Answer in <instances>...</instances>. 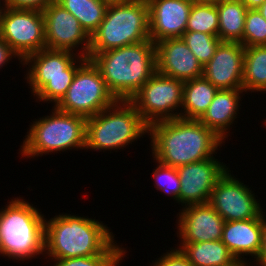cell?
Instances as JSON below:
<instances>
[{"label": "cell", "mask_w": 266, "mask_h": 266, "mask_svg": "<svg viewBox=\"0 0 266 266\" xmlns=\"http://www.w3.org/2000/svg\"><path fill=\"white\" fill-rule=\"evenodd\" d=\"M145 134H149V126L136 107L130 101L117 100L109 108L87 118L85 150L118 151Z\"/></svg>", "instance_id": "7"}, {"label": "cell", "mask_w": 266, "mask_h": 266, "mask_svg": "<svg viewBox=\"0 0 266 266\" xmlns=\"http://www.w3.org/2000/svg\"><path fill=\"white\" fill-rule=\"evenodd\" d=\"M266 45V19L258 9H248L245 18L243 46Z\"/></svg>", "instance_id": "28"}, {"label": "cell", "mask_w": 266, "mask_h": 266, "mask_svg": "<svg viewBox=\"0 0 266 266\" xmlns=\"http://www.w3.org/2000/svg\"><path fill=\"white\" fill-rule=\"evenodd\" d=\"M218 89L204 76L184 81L180 118L199 120Z\"/></svg>", "instance_id": "21"}, {"label": "cell", "mask_w": 266, "mask_h": 266, "mask_svg": "<svg viewBox=\"0 0 266 266\" xmlns=\"http://www.w3.org/2000/svg\"><path fill=\"white\" fill-rule=\"evenodd\" d=\"M177 213L179 243L221 240L225 220L209 204L189 205Z\"/></svg>", "instance_id": "15"}, {"label": "cell", "mask_w": 266, "mask_h": 266, "mask_svg": "<svg viewBox=\"0 0 266 266\" xmlns=\"http://www.w3.org/2000/svg\"><path fill=\"white\" fill-rule=\"evenodd\" d=\"M108 228L94 218L72 213L56 214L49 220L45 219L44 257L46 260H58L100 254H126V249L116 243L115 235Z\"/></svg>", "instance_id": "1"}, {"label": "cell", "mask_w": 266, "mask_h": 266, "mask_svg": "<svg viewBox=\"0 0 266 266\" xmlns=\"http://www.w3.org/2000/svg\"><path fill=\"white\" fill-rule=\"evenodd\" d=\"M91 60L116 100L130 101L156 73V48L151 40L99 52Z\"/></svg>", "instance_id": "3"}, {"label": "cell", "mask_w": 266, "mask_h": 266, "mask_svg": "<svg viewBox=\"0 0 266 266\" xmlns=\"http://www.w3.org/2000/svg\"><path fill=\"white\" fill-rule=\"evenodd\" d=\"M108 5L110 4H120V3H129L135 0H103Z\"/></svg>", "instance_id": "37"}, {"label": "cell", "mask_w": 266, "mask_h": 266, "mask_svg": "<svg viewBox=\"0 0 266 266\" xmlns=\"http://www.w3.org/2000/svg\"><path fill=\"white\" fill-rule=\"evenodd\" d=\"M261 15L266 19V0L262 3V5L257 8Z\"/></svg>", "instance_id": "39"}, {"label": "cell", "mask_w": 266, "mask_h": 266, "mask_svg": "<svg viewBox=\"0 0 266 266\" xmlns=\"http://www.w3.org/2000/svg\"><path fill=\"white\" fill-rule=\"evenodd\" d=\"M117 100L109 92L98 67L87 59L76 71L58 110L89 118L112 106Z\"/></svg>", "instance_id": "9"}, {"label": "cell", "mask_w": 266, "mask_h": 266, "mask_svg": "<svg viewBox=\"0 0 266 266\" xmlns=\"http://www.w3.org/2000/svg\"><path fill=\"white\" fill-rule=\"evenodd\" d=\"M0 37L22 61L46 48L42 11L5 7L0 24Z\"/></svg>", "instance_id": "11"}, {"label": "cell", "mask_w": 266, "mask_h": 266, "mask_svg": "<svg viewBox=\"0 0 266 266\" xmlns=\"http://www.w3.org/2000/svg\"><path fill=\"white\" fill-rule=\"evenodd\" d=\"M266 214L262 215V247L261 251L255 260L256 264L259 266H266Z\"/></svg>", "instance_id": "34"}, {"label": "cell", "mask_w": 266, "mask_h": 266, "mask_svg": "<svg viewBox=\"0 0 266 266\" xmlns=\"http://www.w3.org/2000/svg\"><path fill=\"white\" fill-rule=\"evenodd\" d=\"M12 58H18L19 63H22L20 57H18L12 48L0 37V68L2 69L5 65L7 66V63H9Z\"/></svg>", "instance_id": "33"}, {"label": "cell", "mask_w": 266, "mask_h": 266, "mask_svg": "<svg viewBox=\"0 0 266 266\" xmlns=\"http://www.w3.org/2000/svg\"><path fill=\"white\" fill-rule=\"evenodd\" d=\"M125 256V254H100L51 261L54 262L53 266H119Z\"/></svg>", "instance_id": "30"}, {"label": "cell", "mask_w": 266, "mask_h": 266, "mask_svg": "<svg viewBox=\"0 0 266 266\" xmlns=\"http://www.w3.org/2000/svg\"><path fill=\"white\" fill-rule=\"evenodd\" d=\"M243 92L245 93L243 89H218L213 101L199 119L224 142L230 136L229 130L236 122V116L240 114L241 96L245 95Z\"/></svg>", "instance_id": "20"}, {"label": "cell", "mask_w": 266, "mask_h": 266, "mask_svg": "<svg viewBox=\"0 0 266 266\" xmlns=\"http://www.w3.org/2000/svg\"><path fill=\"white\" fill-rule=\"evenodd\" d=\"M219 14L218 37L221 42L243 45L247 7L240 0H224L216 4Z\"/></svg>", "instance_id": "22"}, {"label": "cell", "mask_w": 266, "mask_h": 266, "mask_svg": "<svg viewBox=\"0 0 266 266\" xmlns=\"http://www.w3.org/2000/svg\"><path fill=\"white\" fill-rule=\"evenodd\" d=\"M253 192L248 185L232 175L229 168L214 186L209 204L225 221L259 218L265 213V208H262Z\"/></svg>", "instance_id": "12"}, {"label": "cell", "mask_w": 266, "mask_h": 266, "mask_svg": "<svg viewBox=\"0 0 266 266\" xmlns=\"http://www.w3.org/2000/svg\"><path fill=\"white\" fill-rule=\"evenodd\" d=\"M149 35L153 43L180 38L186 32L192 0H147Z\"/></svg>", "instance_id": "16"}, {"label": "cell", "mask_w": 266, "mask_h": 266, "mask_svg": "<svg viewBox=\"0 0 266 266\" xmlns=\"http://www.w3.org/2000/svg\"><path fill=\"white\" fill-rule=\"evenodd\" d=\"M87 59L69 50L49 48L26 57L22 61L24 68L28 65L25 80L36 101L56 106L72 84L77 69Z\"/></svg>", "instance_id": "5"}, {"label": "cell", "mask_w": 266, "mask_h": 266, "mask_svg": "<svg viewBox=\"0 0 266 266\" xmlns=\"http://www.w3.org/2000/svg\"><path fill=\"white\" fill-rule=\"evenodd\" d=\"M42 14L44 17L46 48L69 50L75 53L81 49L78 54L88 58L90 35L73 14L56 1L49 3Z\"/></svg>", "instance_id": "13"}, {"label": "cell", "mask_w": 266, "mask_h": 266, "mask_svg": "<svg viewBox=\"0 0 266 266\" xmlns=\"http://www.w3.org/2000/svg\"><path fill=\"white\" fill-rule=\"evenodd\" d=\"M150 40L147 0L110 4L105 17L90 36L88 59L96 53Z\"/></svg>", "instance_id": "8"}, {"label": "cell", "mask_w": 266, "mask_h": 266, "mask_svg": "<svg viewBox=\"0 0 266 266\" xmlns=\"http://www.w3.org/2000/svg\"><path fill=\"white\" fill-rule=\"evenodd\" d=\"M242 81L246 94L266 93V45L245 47Z\"/></svg>", "instance_id": "24"}, {"label": "cell", "mask_w": 266, "mask_h": 266, "mask_svg": "<svg viewBox=\"0 0 266 266\" xmlns=\"http://www.w3.org/2000/svg\"><path fill=\"white\" fill-rule=\"evenodd\" d=\"M33 205L23 197H16L0 209L1 256L13 261L44 256L46 216Z\"/></svg>", "instance_id": "4"}, {"label": "cell", "mask_w": 266, "mask_h": 266, "mask_svg": "<svg viewBox=\"0 0 266 266\" xmlns=\"http://www.w3.org/2000/svg\"><path fill=\"white\" fill-rule=\"evenodd\" d=\"M73 14L91 36L103 21L108 4L103 0H55Z\"/></svg>", "instance_id": "25"}, {"label": "cell", "mask_w": 266, "mask_h": 266, "mask_svg": "<svg viewBox=\"0 0 266 266\" xmlns=\"http://www.w3.org/2000/svg\"><path fill=\"white\" fill-rule=\"evenodd\" d=\"M195 3L218 4L224 0H192Z\"/></svg>", "instance_id": "38"}, {"label": "cell", "mask_w": 266, "mask_h": 266, "mask_svg": "<svg viewBox=\"0 0 266 266\" xmlns=\"http://www.w3.org/2000/svg\"><path fill=\"white\" fill-rule=\"evenodd\" d=\"M51 107L50 116L31 123L19 149L22 157L34 159L58 151L85 149L87 118Z\"/></svg>", "instance_id": "6"}, {"label": "cell", "mask_w": 266, "mask_h": 266, "mask_svg": "<svg viewBox=\"0 0 266 266\" xmlns=\"http://www.w3.org/2000/svg\"><path fill=\"white\" fill-rule=\"evenodd\" d=\"M156 260L151 266H193L181 249L176 247L170 248Z\"/></svg>", "instance_id": "31"}, {"label": "cell", "mask_w": 266, "mask_h": 266, "mask_svg": "<svg viewBox=\"0 0 266 266\" xmlns=\"http://www.w3.org/2000/svg\"><path fill=\"white\" fill-rule=\"evenodd\" d=\"M156 72L181 81L203 76V66L180 38H169L157 42Z\"/></svg>", "instance_id": "18"}, {"label": "cell", "mask_w": 266, "mask_h": 266, "mask_svg": "<svg viewBox=\"0 0 266 266\" xmlns=\"http://www.w3.org/2000/svg\"><path fill=\"white\" fill-rule=\"evenodd\" d=\"M157 167L153 169V179L155 181L154 187L158 191H162L178 203V198L181 190V182L177 172V169L170 167L156 161Z\"/></svg>", "instance_id": "29"}, {"label": "cell", "mask_w": 266, "mask_h": 266, "mask_svg": "<svg viewBox=\"0 0 266 266\" xmlns=\"http://www.w3.org/2000/svg\"><path fill=\"white\" fill-rule=\"evenodd\" d=\"M247 262V259L235 258L229 264L223 266H251L250 263Z\"/></svg>", "instance_id": "36"}, {"label": "cell", "mask_w": 266, "mask_h": 266, "mask_svg": "<svg viewBox=\"0 0 266 266\" xmlns=\"http://www.w3.org/2000/svg\"><path fill=\"white\" fill-rule=\"evenodd\" d=\"M247 9L259 8L265 0H240Z\"/></svg>", "instance_id": "35"}, {"label": "cell", "mask_w": 266, "mask_h": 266, "mask_svg": "<svg viewBox=\"0 0 266 266\" xmlns=\"http://www.w3.org/2000/svg\"><path fill=\"white\" fill-rule=\"evenodd\" d=\"M244 53L241 43L220 42L211 60L203 66V76L217 89H243Z\"/></svg>", "instance_id": "17"}, {"label": "cell", "mask_w": 266, "mask_h": 266, "mask_svg": "<svg viewBox=\"0 0 266 266\" xmlns=\"http://www.w3.org/2000/svg\"><path fill=\"white\" fill-rule=\"evenodd\" d=\"M183 85L184 81L156 72L130 102L148 126L158 121L177 119L182 108Z\"/></svg>", "instance_id": "10"}, {"label": "cell", "mask_w": 266, "mask_h": 266, "mask_svg": "<svg viewBox=\"0 0 266 266\" xmlns=\"http://www.w3.org/2000/svg\"><path fill=\"white\" fill-rule=\"evenodd\" d=\"M262 229V216L241 221H225L221 241L235 258L247 259L249 255L255 261L262 247Z\"/></svg>", "instance_id": "19"}, {"label": "cell", "mask_w": 266, "mask_h": 266, "mask_svg": "<svg viewBox=\"0 0 266 266\" xmlns=\"http://www.w3.org/2000/svg\"><path fill=\"white\" fill-rule=\"evenodd\" d=\"M5 7L6 6H5L4 0H0V24H1L2 14H3V11H4Z\"/></svg>", "instance_id": "40"}, {"label": "cell", "mask_w": 266, "mask_h": 266, "mask_svg": "<svg viewBox=\"0 0 266 266\" xmlns=\"http://www.w3.org/2000/svg\"><path fill=\"white\" fill-rule=\"evenodd\" d=\"M220 161L213 156L176 168L181 182L178 203L182 208L209 203L218 179L229 169L225 163Z\"/></svg>", "instance_id": "14"}, {"label": "cell", "mask_w": 266, "mask_h": 266, "mask_svg": "<svg viewBox=\"0 0 266 266\" xmlns=\"http://www.w3.org/2000/svg\"><path fill=\"white\" fill-rule=\"evenodd\" d=\"M55 0H4L5 6L14 9H30L43 11L49 3Z\"/></svg>", "instance_id": "32"}, {"label": "cell", "mask_w": 266, "mask_h": 266, "mask_svg": "<svg viewBox=\"0 0 266 266\" xmlns=\"http://www.w3.org/2000/svg\"><path fill=\"white\" fill-rule=\"evenodd\" d=\"M181 38L202 66L211 60L221 42L218 36L194 31H186Z\"/></svg>", "instance_id": "27"}, {"label": "cell", "mask_w": 266, "mask_h": 266, "mask_svg": "<svg viewBox=\"0 0 266 266\" xmlns=\"http://www.w3.org/2000/svg\"><path fill=\"white\" fill-rule=\"evenodd\" d=\"M148 137L153 160L174 168L212 158L225 143L199 120L182 118L151 124Z\"/></svg>", "instance_id": "2"}, {"label": "cell", "mask_w": 266, "mask_h": 266, "mask_svg": "<svg viewBox=\"0 0 266 266\" xmlns=\"http://www.w3.org/2000/svg\"><path fill=\"white\" fill-rule=\"evenodd\" d=\"M176 246L193 266H223L235 259L221 240L180 243Z\"/></svg>", "instance_id": "23"}, {"label": "cell", "mask_w": 266, "mask_h": 266, "mask_svg": "<svg viewBox=\"0 0 266 266\" xmlns=\"http://www.w3.org/2000/svg\"><path fill=\"white\" fill-rule=\"evenodd\" d=\"M219 14L216 4L193 3L186 31L218 36Z\"/></svg>", "instance_id": "26"}]
</instances>
